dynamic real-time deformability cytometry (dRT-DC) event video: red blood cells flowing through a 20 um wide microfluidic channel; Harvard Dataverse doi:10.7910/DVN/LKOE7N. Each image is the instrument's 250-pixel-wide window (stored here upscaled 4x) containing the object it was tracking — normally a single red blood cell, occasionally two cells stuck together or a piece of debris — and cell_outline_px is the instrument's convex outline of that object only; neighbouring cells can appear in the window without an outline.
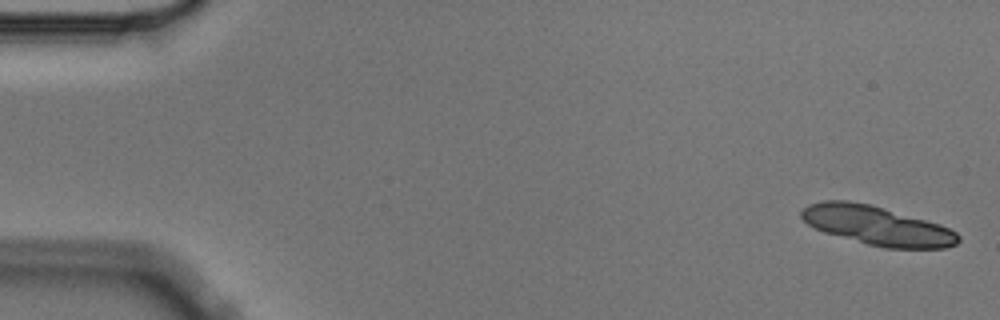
{"species": "Egyptian fruit bat (a non-hibernating species)", "species_latin": "Rousettus aegyptiacus", "temperature_condition": "cold", "stored_images_in_passage": 7, "camera_frame_rate_fps": 3000, "um_per_image_px": 0.085, "animal": {"sex": "male"}, "frame": {"image": 1, "passage_image": 1, "time_ms": 0.0, "image_size_px": [1000, 320], "cell_outline_px": [[960, 240], [956, 244], [944, 248], [884, 248], [868, 244], [824, 232], [808, 224], [800, 216], [800, 212], [808, 204], [824, 200], [848, 200], [872, 204], [940, 224], [956, 232], [960, 236]], "centroid_in_image_um": [74.55, 19.16], "position_along_channel_um": 10.5, "area_um2": 35.66}}
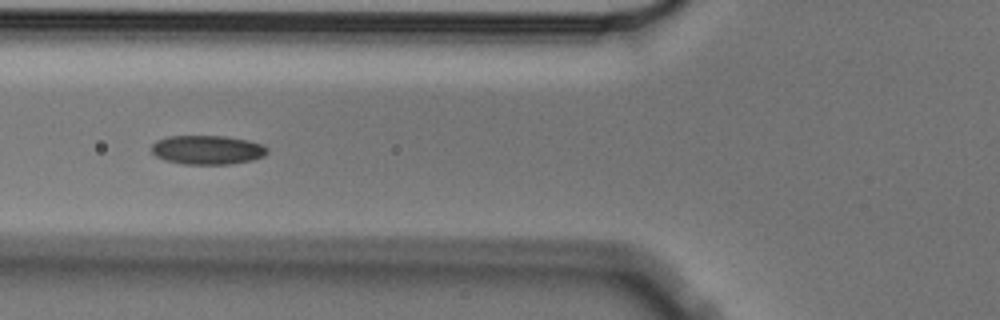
{"frame": {"image": 2, "passage_image": 6, "time_ms": 1.667, "image_size_px": [1000, 320], "cell_outline_px": [[268, 152], [264, 156], [252, 160], [228, 164], [184, 164], [164, 160], [156, 156], [152, 152], [152, 144], [156, 140], [168, 136], [228, 136], [260, 144], [268, 148]], "centroid_in_image_um": [17.6, 12.74], "position_along_channel_um": 108.2, "area_um2": 19.54}}
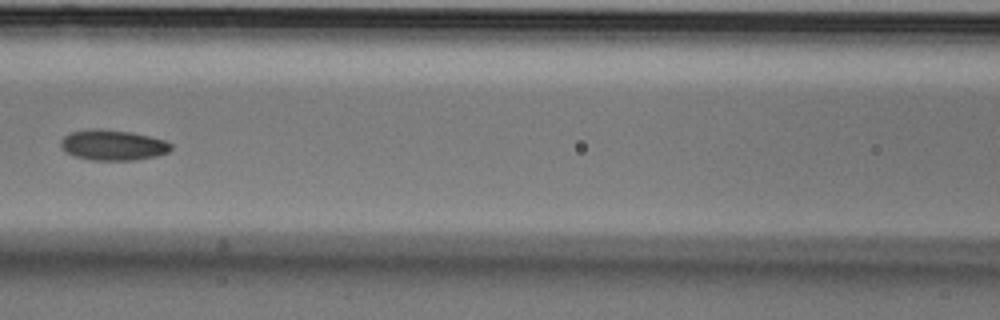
{"frame": {"image": 3, "passage_image": 7, "time_ms": 2.0, "image_size_px": [1000, 320], "cell_outline_px": [[172, 148], [168, 152], [156, 156], [136, 160], [92, 160], [76, 156], [64, 152], [60, 148], [60, 140], [64, 136], [72, 132], [88, 128], [100, 128], [132, 132], [164, 140], [172, 144]], "centroid_in_image_um": [9.56, 12.32], "position_along_channel_um": 157.0, "area_um2": 19.77}}